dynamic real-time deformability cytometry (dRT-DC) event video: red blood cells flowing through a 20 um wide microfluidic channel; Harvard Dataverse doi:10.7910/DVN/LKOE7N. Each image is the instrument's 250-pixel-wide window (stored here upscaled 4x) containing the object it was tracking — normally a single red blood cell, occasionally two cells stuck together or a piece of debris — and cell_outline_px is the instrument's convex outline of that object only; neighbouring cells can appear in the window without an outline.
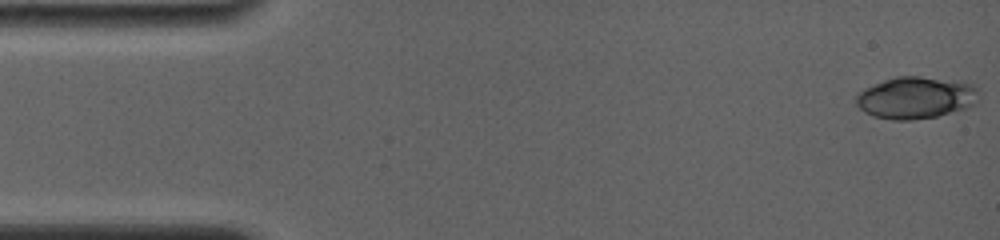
{"species": "common noctule bat (a hibernating species)", "species_latin": "Nyctalus noctula", "temperature_condition": "room temperature", "stored_images_in_passage": 32, "camera_frame_rate_fps": 4000, "um_per_image_px": 0.085, "animal": {"sex": "female", "body_mass_g": 19.0, "forearm_length_mm": 56.7}, "frame": {"image": 1, "passage_image": 1, "time_ms": 0.0, "image_size_px": [1000, 240], "cell_outline_px": [[980, 92], [976, 104], [964, 108], [936, 116], [912, 120], [892, 120], [872, 116], [864, 112], [856, 104], [856, 92], [864, 88], [884, 80], [896, 76], [920, 76], [972, 84]], "centroid_in_image_um": [77.8, 8.31], "position_along_channel_um": 7.2, "area_um2": 29.94}}